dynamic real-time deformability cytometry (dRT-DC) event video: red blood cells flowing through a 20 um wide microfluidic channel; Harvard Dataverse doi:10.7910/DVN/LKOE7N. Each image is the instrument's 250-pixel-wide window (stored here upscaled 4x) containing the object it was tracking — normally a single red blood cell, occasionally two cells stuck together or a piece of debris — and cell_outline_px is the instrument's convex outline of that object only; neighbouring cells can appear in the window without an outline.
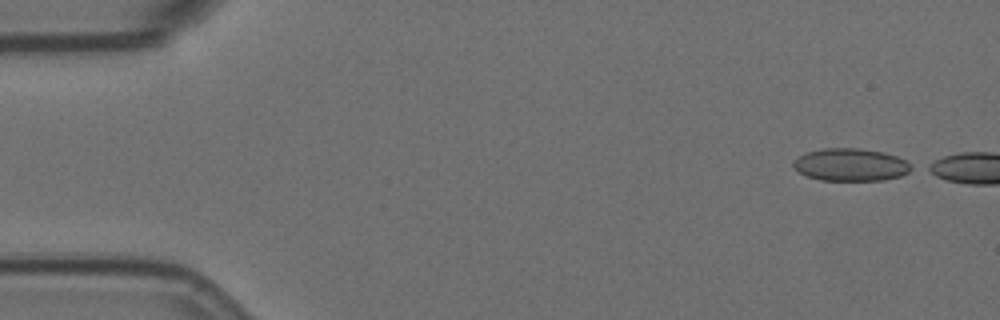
{"species": "Egyptian fruit bat (a non-hibernating species)", "species_latin": "Rousettus aegyptiacus", "temperature_condition": "room temperature", "stored_images_in_passage": 9, "camera_frame_rate_fps": 3000, "um_per_image_px": 0.085, "animal": {"sex": "female"}, "frame": {"image": 1, "passage_image": 1, "time_ms": 0.0, "image_size_px": [1000, 320], "cell_outline_px": [[916, 168], [900, 176], [884, 180], [820, 180], [808, 176], [800, 172], [792, 164], [792, 160], [808, 152], [824, 148], [860, 148], [884, 152], [896, 156], [912, 164]], "centroid_in_image_um": [72.35, 14.0], "position_along_channel_um": 12.7, "area_um2": 22.37}}